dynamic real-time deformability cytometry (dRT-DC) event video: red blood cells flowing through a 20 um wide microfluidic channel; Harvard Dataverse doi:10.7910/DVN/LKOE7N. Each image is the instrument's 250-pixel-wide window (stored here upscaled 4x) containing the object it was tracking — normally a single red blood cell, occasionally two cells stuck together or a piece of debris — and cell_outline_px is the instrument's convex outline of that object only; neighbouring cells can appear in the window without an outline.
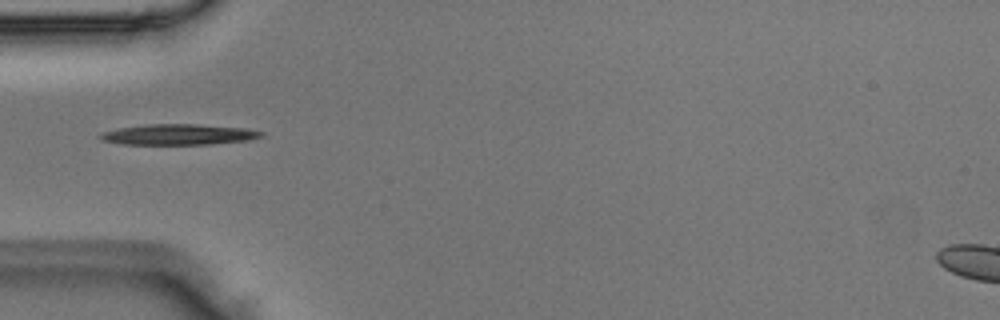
{"species": "Egyptian fruit bat (a non-hibernating species)", "species_latin": "Rousettus aegyptiacus", "temperature_condition": "room temperature", "stored_images_in_passage": 2, "camera_frame_rate_fps": 3000, "um_per_image_px": 0.085, "animal": {"sex": "male"}, "frame": {"image": 1, "passage_image": 2, "time_ms": 0.333, "image_size_px": [1000, 320], "cell_outline_px": [[264, 136], [248, 140], [208, 144], [124, 144], [100, 140], [96, 136], [104, 132], [120, 128], [144, 124], [196, 124], [244, 128], [264, 132]], "centroid_in_image_um": [15.16, 11.43], "position_along_channel_um": 69.8, "area_um2": 19.31}}